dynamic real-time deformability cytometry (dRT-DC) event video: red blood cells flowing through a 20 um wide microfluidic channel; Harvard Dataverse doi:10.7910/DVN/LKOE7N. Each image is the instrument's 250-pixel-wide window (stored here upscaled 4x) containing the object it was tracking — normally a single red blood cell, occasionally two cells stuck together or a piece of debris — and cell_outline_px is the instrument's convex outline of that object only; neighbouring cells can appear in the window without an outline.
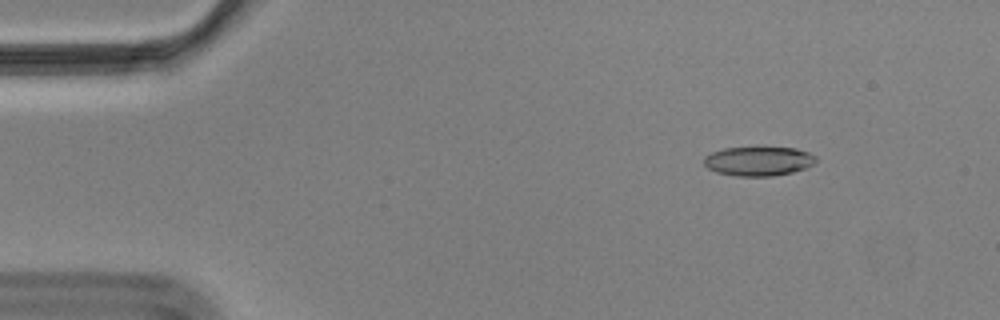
{"species": "Egyptian fruit bat (a non-hibernating species)", "species_latin": "Rousettus aegyptiacus", "temperature_condition": "cold", "stored_images_in_passage": 57, "camera_frame_rate_fps": 3000, "um_per_image_px": 0.085, "animal": {"sex": "male"}, "frame": {"image": 1, "passage_image": 7, "time_ms": 2.0, "image_size_px": [1000, 320], "cell_outline_px": [[816, 160], [812, 164], [804, 168], [792, 172], [772, 176], [736, 176], [716, 172], [708, 168], [704, 164], [704, 156], [712, 152], [724, 148], [756, 144], [796, 148], [808, 152], [816, 156]], "centroid_in_image_um": [64.45, 13.64], "position_along_channel_um": 20.6, "area_um2": 19.94}}
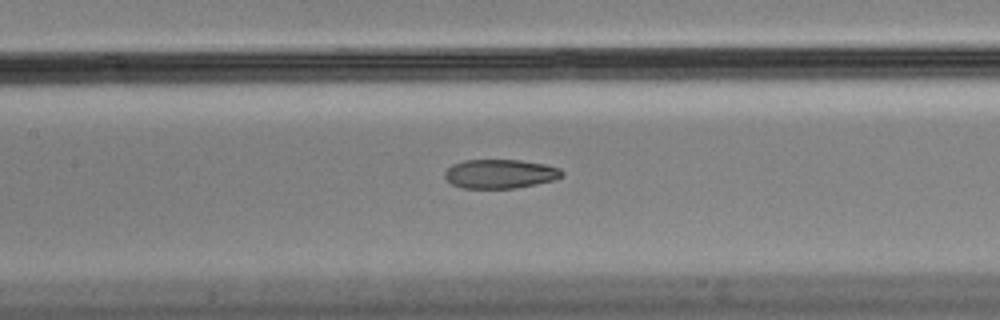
{"frame": {"image": 2, "passage_image": 26, "time_ms": 8.333, "image_size_px": [1000, 320], "cell_outline_px": [[564, 176], [552, 180], [536, 184], [512, 188], [464, 188], [452, 184], [444, 176], [444, 172], [452, 164], [464, 160], [520, 160], [544, 164], [560, 168], [564, 172]], "centroid_in_image_um": [42.51, 14.77], "position_along_channel_um": 164.9, "area_um2": 19.77}}
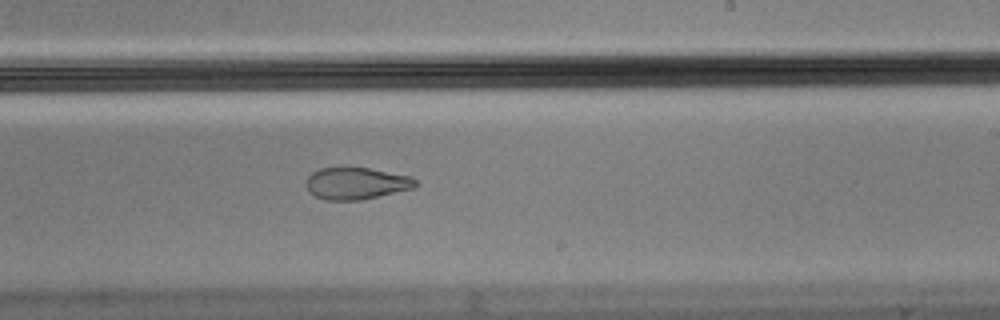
{"frame": {"image": 3, "passage_image": 34, "time_ms": 11.0, "image_size_px": [1000, 320], "cell_outline_px": [[416, 184], [412, 188], [360, 200], [324, 200], [308, 192], [308, 176], [312, 172], [320, 168], [368, 168], [408, 176], [416, 180]], "centroid_in_image_um": [30.24, 15.59], "position_along_channel_um": 258.8, "area_um2": 19.83}, "authors_computed_cell_mechanics": {"area_um2": 20.8658, "velocity_mm_per_s": 3.5294, "shape_relaxation_time_tau1_ms": null, "shape_relaxation_time_tau2_ms": 2.3967, "deformation_change_tau1": null, "deformation_change_tau2": 0.0834}}